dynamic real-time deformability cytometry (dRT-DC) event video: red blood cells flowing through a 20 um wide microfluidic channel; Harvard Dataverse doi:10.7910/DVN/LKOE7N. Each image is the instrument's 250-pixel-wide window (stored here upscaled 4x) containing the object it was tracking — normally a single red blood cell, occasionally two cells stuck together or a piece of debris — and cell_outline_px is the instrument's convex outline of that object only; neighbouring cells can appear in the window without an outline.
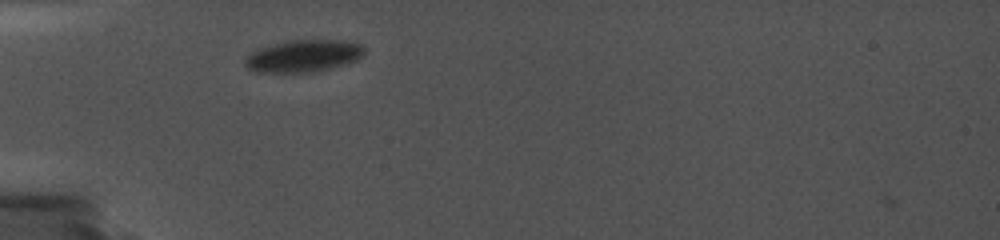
{"species": "common noctule bat (a hibernating species)", "species_latin": "Nyctalus noctula", "temperature_condition": "cold", "stored_images_in_passage": 81, "camera_frame_rate_fps": 5000, "um_per_image_px": 0.085, "animal": {"sex": "female", "body_mass_g": 19.0, "forearm_length_mm": 56.7}, "frame": {"image": 1, "passage_image": 1, "time_ms": 0.0, "image_size_px": [1000, 240], "cell_outline_px": [[364, 56], [360, 60], [332, 68], [312, 72], [256, 72], [248, 68], [244, 64], [244, 60], [252, 52], [260, 48], [288, 40], [344, 40], [360, 44], [364, 48]], "centroid_in_image_um": [25.84, 4.76], "position_along_channel_um": 59.2, "area_um2": 22.43}}
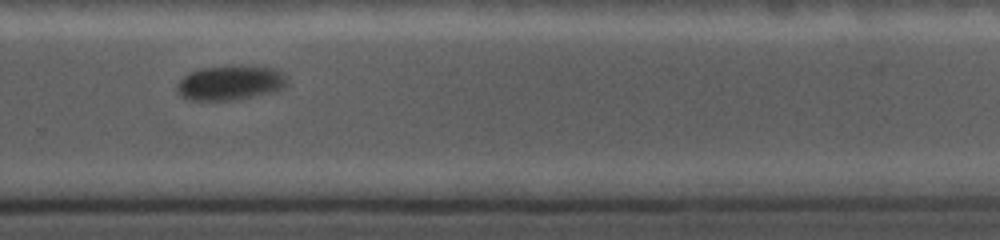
{"frame": {"image": 2, "passage_image": 47, "time_ms": 7.4, "image_size_px": [1000, 240], "cell_outline_px": [[288, 84], [284, 88], [276, 92], [228, 100], [188, 100], [180, 96], [176, 92], [176, 84], [188, 72], [200, 68], [276, 68], [284, 72], [288, 76]], "centroid_in_image_um": [19.58, 7.07], "position_along_channel_um": 310.2, "area_um2": 21.91}}
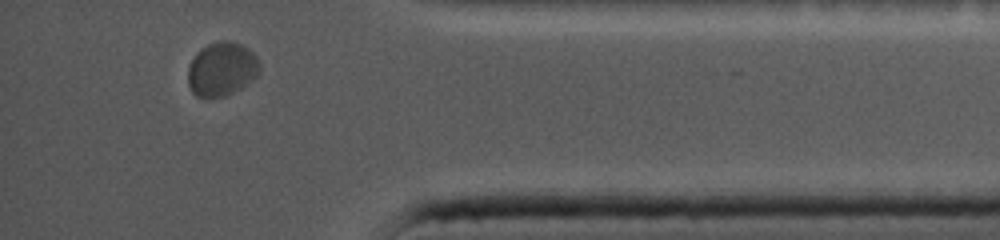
{"frame": {"image": 3, "passage_image": 72, "time_ms": 10.6, "image_size_px": [1000, 240], "cell_outline_px": [[260, 72], [252, 80], [240, 88], [224, 96], [196, 96], [192, 92], [188, 84], [188, 68], [196, 52], [200, 48], [208, 44], [220, 40], [232, 40], [248, 48], [256, 56], [260, 64]], "centroid_in_image_um": [18.85, 5.84], "position_along_channel_um": 416.3, "area_um2": 22.48}}